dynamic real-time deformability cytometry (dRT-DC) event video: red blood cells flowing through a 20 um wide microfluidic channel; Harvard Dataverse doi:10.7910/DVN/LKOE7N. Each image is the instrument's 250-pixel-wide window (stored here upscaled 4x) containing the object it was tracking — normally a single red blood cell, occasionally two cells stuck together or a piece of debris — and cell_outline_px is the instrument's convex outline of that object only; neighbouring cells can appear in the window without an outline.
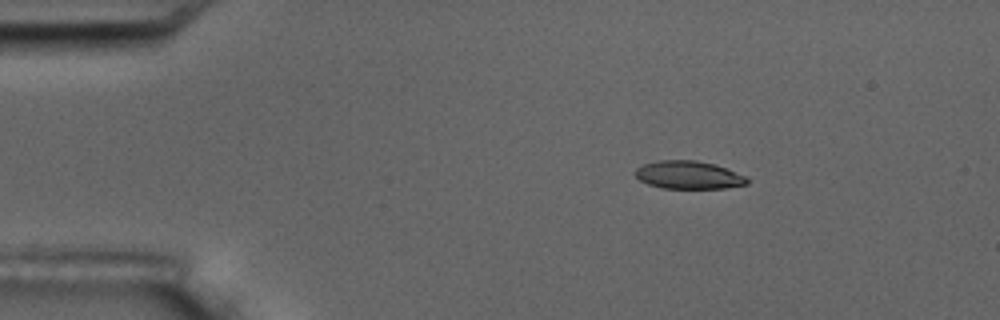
{"species": "common noctule bat (a hibernating species)", "species_latin": "Nyctalus noctula", "temperature_condition": "room temperature", "stored_images_in_passage": 3, "camera_frame_rate_fps": 3000, "um_per_image_px": 0.085, "animal": {"sex": "male", "body_mass_g": 17.5, "forearm_length_mm": 52.3}, "frame": {"image": 1, "passage_image": 2, "time_ms": 1.0, "image_size_px": [1000, 320], "cell_outline_px": [[748, 184], [724, 188], [660, 188], [648, 184], [640, 180], [632, 172], [636, 168], [644, 164], [656, 160], [696, 160], [716, 164], [748, 176]], "centroid_in_image_um": [58.53, 14.86], "position_along_channel_um": 26.5, "area_um2": 18.5}}